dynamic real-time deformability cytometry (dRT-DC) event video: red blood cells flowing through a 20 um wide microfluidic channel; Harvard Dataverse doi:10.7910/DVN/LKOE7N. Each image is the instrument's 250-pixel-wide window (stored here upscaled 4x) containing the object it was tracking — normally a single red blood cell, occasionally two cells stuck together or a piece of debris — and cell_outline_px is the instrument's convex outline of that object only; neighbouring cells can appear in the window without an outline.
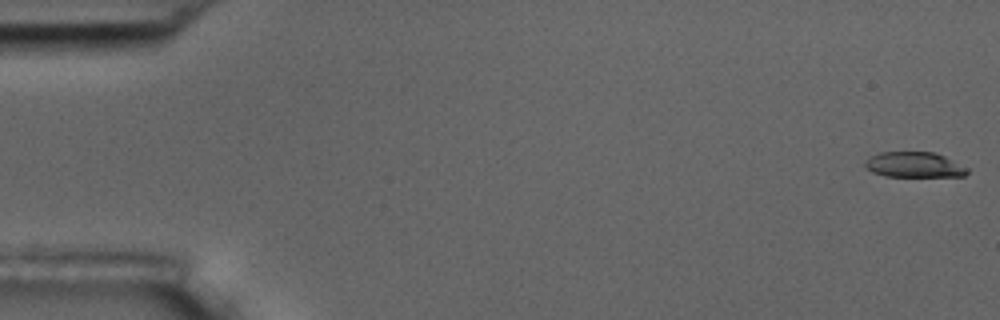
{"species": "common noctule bat (a hibernating species)", "species_latin": "Nyctalus noctula", "temperature_condition": "room temperature", "stored_images_in_passage": 7, "camera_frame_rate_fps": 3000, "um_per_image_px": 0.085, "animal": {"sex": "male", "body_mass_g": 17.5, "forearm_length_mm": 52.3}, "frame": {"image": 1, "passage_image": 1, "time_ms": 0.0, "image_size_px": [1000, 320], "cell_outline_px": [[968, 172], [964, 176], [884, 176], [872, 172], [864, 168], [864, 160], [868, 156], [880, 152], [936, 152], [968, 168]], "centroid_in_image_um": [77.64, 14.0], "position_along_channel_um": 7.4, "area_um2": 15.26}}
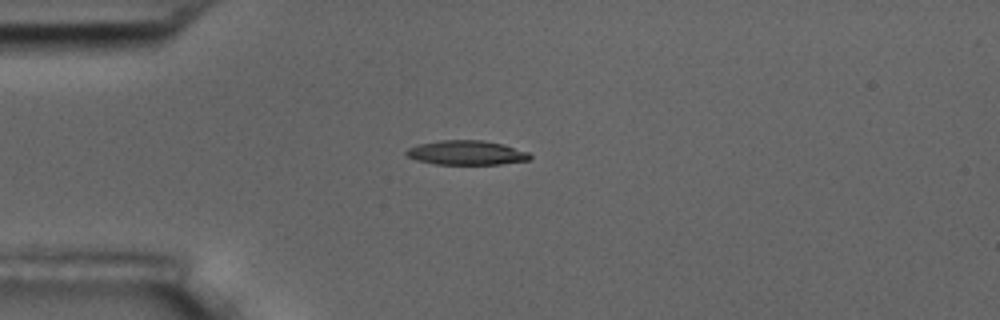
{"frame": {"image": 2, "passage_image": 5, "time_ms": 4.667, "image_size_px": [1000, 320], "cell_outline_px": [[532, 156], [528, 160], [500, 164], [436, 164], [416, 160], [408, 156], [404, 152], [408, 148], [420, 144], [440, 140], [484, 140], [504, 144], [528, 152]], "centroid_in_image_um": [39.66, 12.98], "position_along_channel_um": 45.3, "area_um2": 17.51}}